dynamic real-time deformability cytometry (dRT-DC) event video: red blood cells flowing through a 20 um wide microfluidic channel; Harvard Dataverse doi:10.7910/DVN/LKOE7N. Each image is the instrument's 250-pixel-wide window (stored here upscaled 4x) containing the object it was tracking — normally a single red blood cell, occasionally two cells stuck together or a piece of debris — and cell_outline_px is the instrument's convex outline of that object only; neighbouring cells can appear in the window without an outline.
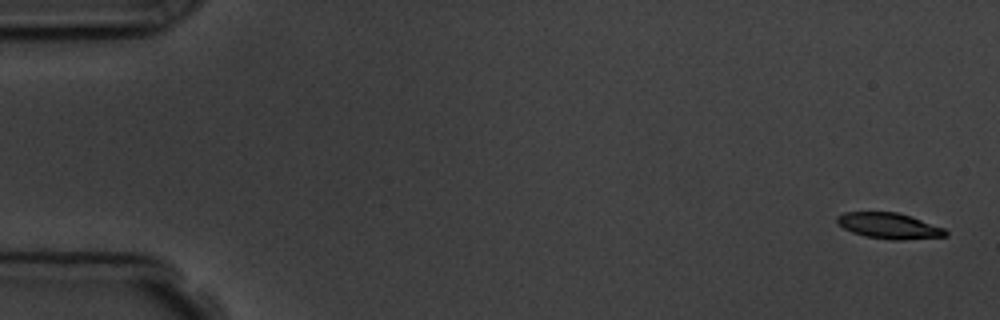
{"species": "common noctule bat (a hibernating species)", "species_latin": "Nyctalus noctula", "temperature_condition": "room temperature", "stored_images_in_passage": 6, "segment_of_instrument_passage": [1, 2], "camera_frame_rate_fps": 3000, "um_per_image_px": 0.085, "animal": {"sex": "male", "body_mass_g": 19.5, "forearm_length_mm": 54.6}, "frame": {"image": 1, "passage_image": 1, "time_ms": 0.0, "image_size_px": [1000, 320], "cell_outline_px": [[948, 236], [904, 240], [892, 240], [864, 236], [852, 232], [844, 228], [836, 220], [836, 216], [844, 212], [896, 212], [944, 228], [948, 232]], "centroid_in_image_um": [75.57, 19.2], "position_along_channel_um": 9.4, "area_um2": 16.18}}
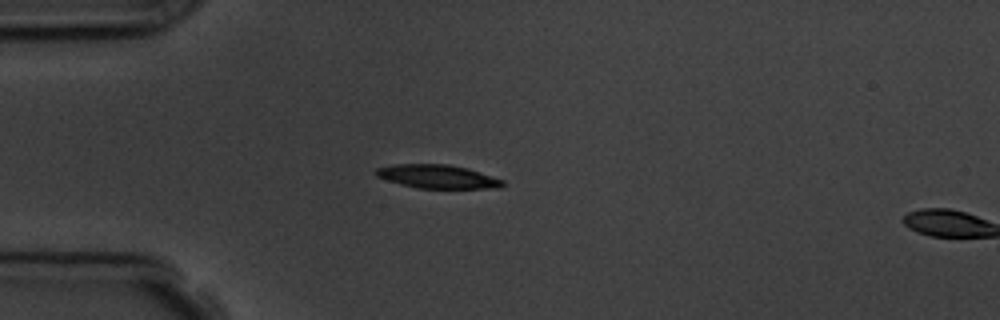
{"frame": {"image": 2, "passage_image": 5, "time_ms": 4.333, "image_size_px": [1000, 320], "cell_outline_px": [[504, 184], [500, 188], [416, 188], [400, 184], [376, 176], [372, 172], [376, 168], [392, 164], [448, 164], [468, 168], [504, 180]], "centroid_in_image_um": [37.16, 15.0], "position_along_channel_um": 47.8, "area_um2": 17.51}}